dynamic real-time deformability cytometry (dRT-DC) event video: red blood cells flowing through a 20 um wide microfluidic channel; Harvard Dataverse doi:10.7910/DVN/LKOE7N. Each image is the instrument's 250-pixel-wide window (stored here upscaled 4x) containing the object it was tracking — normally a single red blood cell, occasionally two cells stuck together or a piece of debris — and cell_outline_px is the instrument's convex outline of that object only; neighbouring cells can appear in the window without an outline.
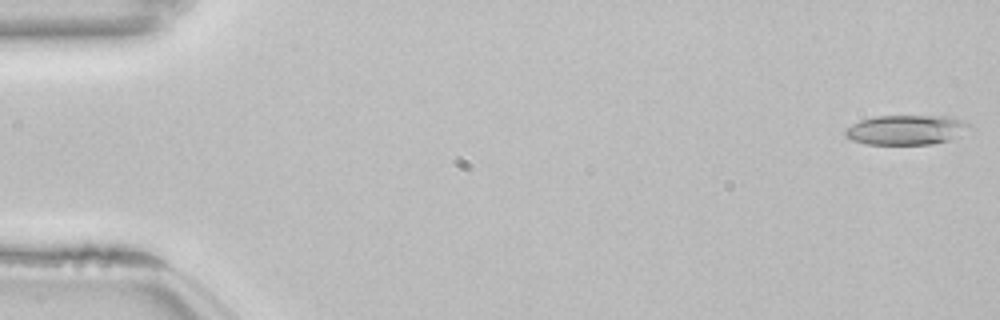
{"species": "common noctule bat (a hibernating species)", "species_latin": "Nyctalus noctula", "temperature_condition": "room temperature", "stored_images_in_passage": 53, "camera_frame_rate_fps": 3000, "um_per_image_px": 0.085, "animal": {"sex": "female", "body_mass_g": 22.7, "forearm_length_mm": 54.2}, "frame": {"image": 1, "passage_image": 1, "time_ms": 0.0, "image_size_px": [1000, 320], "cell_outline_px": [[972, 128], [952, 140], [932, 144], [868, 144], [852, 140], [844, 136], [844, 128], [860, 120], [876, 116], [948, 116], [972, 124]], "centroid_in_image_um": [77.04, 11.04], "position_along_channel_um": 8.0, "area_um2": 21.73}}
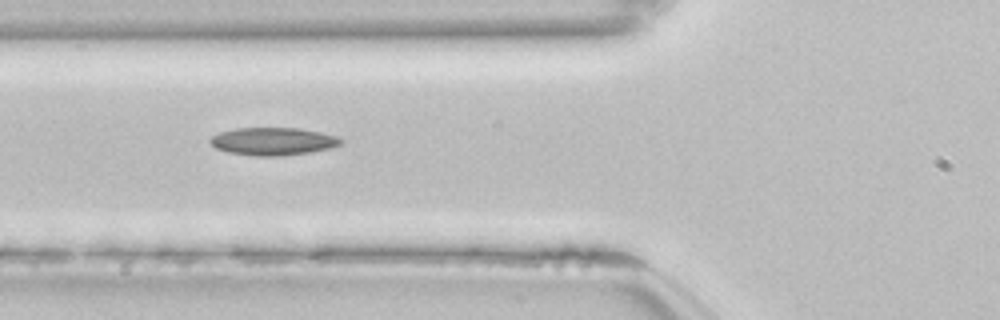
{"frame": {"image": 2, "passage_image": 20, "time_ms": 6.333, "image_size_px": [1000, 320], "cell_outline_px": [[344, 140], [340, 144], [332, 148], [308, 152], [276, 156], [256, 156], [228, 152], [216, 148], [208, 140], [212, 136], [220, 132], [236, 128], [296, 128], [320, 132], [336, 136]], "centroid_in_image_um": [23.2, 12.01], "position_along_channel_um": 102.6, "area_um2": 20.92}}
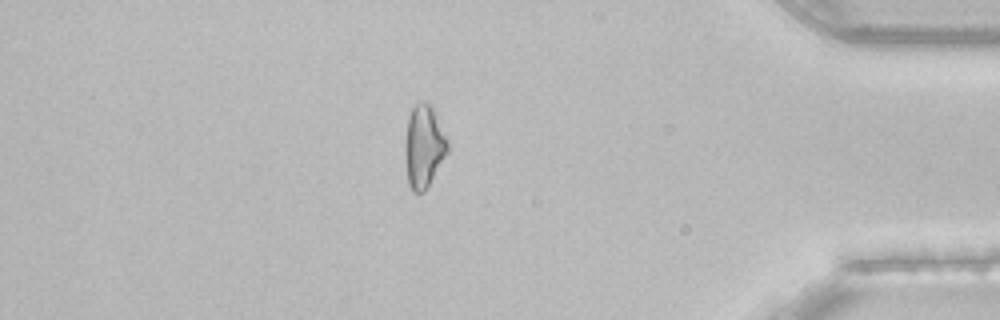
{"frame": {"image": 3, "passage_image": 46, "time_ms": 15.0, "image_size_px": [1000, 320], "cell_outline_px": [[448, 152], [424, 192], [412, 192], [408, 184], [404, 160], [404, 140], [408, 116], [412, 108], [420, 100], [424, 100], [432, 104], [448, 140]], "centroid_in_image_um": [36.0, 12.4], "position_along_channel_um": 399.2, "area_um2": 21.04}, "authors_computed_cell_mechanics": {"area_um2": 20.6924, "velocity_mm_per_s": 3.8603, "shape_relaxation_time_tau1_ms": 7.3898, "shape_relaxation_time_tau2_ms": 5.5102, "deformation_change_tau1": 0.1891, "deformation_change_tau2": 0.1604}}